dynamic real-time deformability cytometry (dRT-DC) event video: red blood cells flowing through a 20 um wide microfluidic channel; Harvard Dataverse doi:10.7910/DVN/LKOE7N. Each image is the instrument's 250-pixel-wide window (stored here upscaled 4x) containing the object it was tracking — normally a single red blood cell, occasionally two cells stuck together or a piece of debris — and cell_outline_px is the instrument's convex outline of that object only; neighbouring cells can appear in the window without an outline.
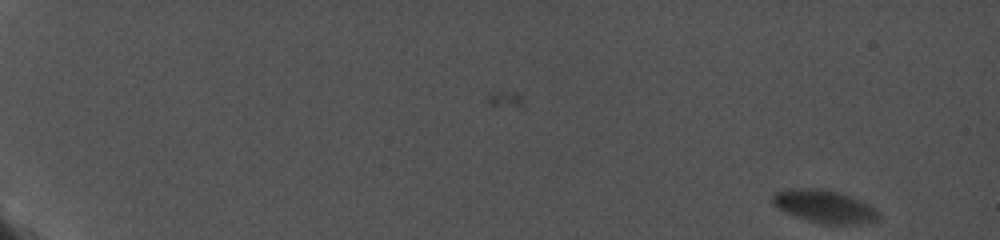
{"species": "common noctule bat (a hibernating species)", "species_latin": "Nyctalus noctula", "temperature_condition": "cold", "stored_images_in_passage": 20, "camera_frame_rate_fps": 5000, "um_per_image_px": 0.085, "animal": {"sex": "female", "body_mass_g": 19.0, "forearm_length_mm": 56.7}, "frame": {"image": 1, "passage_image": 1, "time_ms": 0.0, "image_size_px": [1000, 240], "cell_outline_px": [[880, 216], [876, 220], [860, 224], [824, 224], [808, 220], [796, 216], [776, 208], [772, 204], [772, 196], [776, 192], [784, 188], [816, 188], [840, 192], [860, 200], [868, 204], [880, 212]], "centroid_in_image_um": [70.05, 17.53], "position_along_channel_um": 14.9, "area_um2": 20.35}}
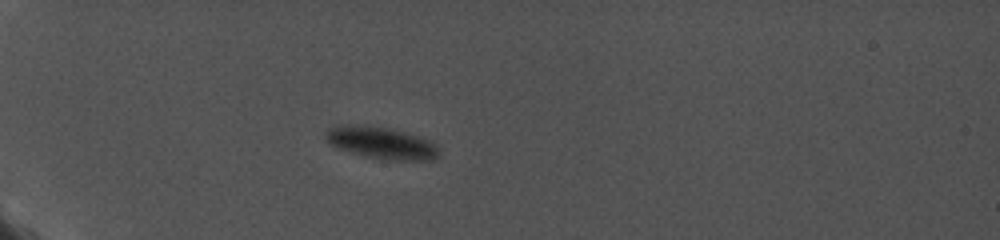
{"frame": {"image": 2, "passage_image": 15, "time_ms": 5.8, "image_size_px": [1000, 240], "cell_outline_px": [[440, 156], [432, 160], [380, 160], [352, 152], [340, 148], [324, 140], [324, 132], [328, 128], [344, 124], [364, 124], [388, 128], [420, 136], [432, 140], [440, 152]], "centroid_in_image_um": [32.43, 12.13], "position_along_channel_um": 52.6, "area_um2": 21.44}}